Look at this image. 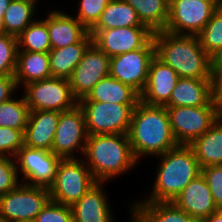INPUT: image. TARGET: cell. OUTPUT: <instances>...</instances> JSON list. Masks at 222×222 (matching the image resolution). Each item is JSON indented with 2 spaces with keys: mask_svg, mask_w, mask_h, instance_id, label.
<instances>
[{
  "mask_svg": "<svg viewBox=\"0 0 222 222\" xmlns=\"http://www.w3.org/2000/svg\"><path fill=\"white\" fill-rule=\"evenodd\" d=\"M128 137L137 161L143 155L159 156L178 146L166 107L141 101L133 109Z\"/></svg>",
  "mask_w": 222,
  "mask_h": 222,
  "instance_id": "obj_1",
  "label": "cell"
},
{
  "mask_svg": "<svg viewBox=\"0 0 222 222\" xmlns=\"http://www.w3.org/2000/svg\"><path fill=\"white\" fill-rule=\"evenodd\" d=\"M155 56L183 78L212 79L213 59L197 36L178 35L165 30L153 33Z\"/></svg>",
  "mask_w": 222,
  "mask_h": 222,
  "instance_id": "obj_2",
  "label": "cell"
},
{
  "mask_svg": "<svg viewBox=\"0 0 222 222\" xmlns=\"http://www.w3.org/2000/svg\"><path fill=\"white\" fill-rule=\"evenodd\" d=\"M159 157L160 164L148 198L140 202H172L201 174V167L189 145H178Z\"/></svg>",
  "mask_w": 222,
  "mask_h": 222,
  "instance_id": "obj_3",
  "label": "cell"
},
{
  "mask_svg": "<svg viewBox=\"0 0 222 222\" xmlns=\"http://www.w3.org/2000/svg\"><path fill=\"white\" fill-rule=\"evenodd\" d=\"M83 155L93 178L105 183L131 170L138 162L132 153L128 134L88 135Z\"/></svg>",
  "mask_w": 222,
  "mask_h": 222,
  "instance_id": "obj_4",
  "label": "cell"
},
{
  "mask_svg": "<svg viewBox=\"0 0 222 222\" xmlns=\"http://www.w3.org/2000/svg\"><path fill=\"white\" fill-rule=\"evenodd\" d=\"M96 182L83 159H61L55 180L49 187L50 198L56 203L71 207Z\"/></svg>",
  "mask_w": 222,
  "mask_h": 222,
  "instance_id": "obj_5",
  "label": "cell"
},
{
  "mask_svg": "<svg viewBox=\"0 0 222 222\" xmlns=\"http://www.w3.org/2000/svg\"><path fill=\"white\" fill-rule=\"evenodd\" d=\"M88 135L128 134L133 109L138 104L78 101Z\"/></svg>",
  "mask_w": 222,
  "mask_h": 222,
  "instance_id": "obj_6",
  "label": "cell"
},
{
  "mask_svg": "<svg viewBox=\"0 0 222 222\" xmlns=\"http://www.w3.org/2000/svg\"><path fill=\"white\" fill-rule=\"evenodd\" d=\"M50 200L49 188L20 183L0 196V219L7 222H34Z\"/></svg>",
  "mask_w": 222,
  "mask_h": 222,
  "instance_id": "obj_7",
  "label": "cell"
},
{
  "mask_svg": "<svg viewBox=\"0 0 222 222\" xmlns=\"http://www.w3.org/2000/svg\"><path fill=\"white\" fill-rule=\"evenodd\" d=\"M171 130L178 145H190L218 119V108L211 100L200 107H166Z\"/></svg>",
  "mask_w": 222,
  "mask_h": 222,
  "instance_id": "obj_8",
  "label": "cell"
},
{
  "mask_svg": "<svg viewBox=\"0 0 222 222\" xmlns=\"http://www.w3.org/2000/svg\"><path fill=\"white\" fill-rule=\"evenodd\" d=\"M218 7L217 0H169L165 31L197 36Z\"/></svg>",
  "mask_w": 222,
  "mask_h": 222,
  "instance_id": "obj_9",
  "label": "cell"
},
{
  "mask_svg": "<svg viewBox=\"0 0 222 222\" xmlns=\"http://www.w3.org/2000/svg\"><path fill=\"white\" fill-rule=\"evenodd\" d=\"M24 97L30 111L50 110L62 112L78 104L69 79L51 77L31 82L24 87Z\"/></svg>",
  "mask_w": 222,
  "mask_h": 222,
  "instance_id": "obj_10",
  "label": "cell"
},
{
  "mask_svg": "<svg viewBox=\"0 0 222 222\" xmlns=\"http://www.w3.org/2000/svg\"><path fill=\"white\" fill-rule=\"evenodd\" d=\"M155 57L153 38L141 49L110 58L109 75L131 86L139 94L145 88L148 71Z\"/></svg>",
  "mask_w": 222,
  "mask_h": 222,
  "instance_id": "obj_11",
  "label": "cell"
},
{
  "mask_svg": "<svg viewBox=\"0 0 222 222\" xmlns=\"http://www.w3.org/2000/svg\"><path fill=\"white\" fill-rule=\"evenodd\" d=\"M88 133L82 108L77 104L72 109L59 112V121L51 151L62 159L77 158L76 149L84 154Z\"/></svg>",
  "mask_w": 222,
  "mask_h": 222,
  "instance_id": "obj_12",
  "label": "cell"
},
{
  "mask_svg": "<svg viewBox=\"0 0 222 222\" xmlns=\"http://www.w3.org/2000/svg\"><path fill=\"white\" fill-rule=\"evenodd\" d=\"M61 157L55 155L52 151L30 148L23 145L15 161L17 172L23 175L21 180L23 184L29 186H42L49 188L56 177V171Z\"/></svg>",
  "mask_w": 222,
  "mask_h": 222,
  "instance_id": "obj_13",
  "label": "cell"
},
{
  "mask_svg": "<svg viewBox=\"0 0 222 222\" xmlns=\"http://www.w3.org/2000/svg\"><path fill=\"white\" fill-rule=\"evenodd\" d=\"M93 43L110 58L143 48L152 38L147 26L89 30Z\"/></svg>",
  "mask_w": 222,
  "mask_h": 222,
  "instance_id": "obj_14",
  "label": "cell"
},
{
  "mask_svg": "<svg viewBox=\"0 0 222 222\" xmlns=\"http://www.w3.org/2000/svg\"><path fill=\"white\" fill-rule=\"evenodd\" d=\"M109 66L110 57L92 43L69 78L74 97L78 101L85 98L100 80L109 75Z\"/></svg>",
  "mask_w": 222,
  "mask_h": 222,
  "instance_id": "obj_15",
  "label": "cell"
},
{
  "mask_svg": "<svg viewBox=\"0 0 222 222\" xmlns=\"http://www.w3.org/2000/svg\"><path fill=\"white\" fill-rule=\"evenodd\" d=\"M178 74L156 56L152 59L140 101L147 105L164 106L170 99L178 80Z\"/></svg>",
  "mask_w": 222,
  "mask_h": 222,
  "instance_id": "obj_16",
  "label": "cell"
},
{
  "mask_svg": "<svg viewBox=\"0 0 222 222\" xmlns=\"http://www.w3.org/2000/svg\"><path fill=\"white\" fill-rule=\"evenodd\" d=\"M172 202L199 221H204L219 210L202 174L192 180Z\"/></svg>",
  "mask_w": 222,
  "mask_h": 222,
  "instance_id": "obj_17",
  "label": "cell"
},
{
  "mask_svg": "<svg viewBox=\"0 0 222 222\" xmlns=\"http://www.w3.org/2000/svg\"><path fill=\"white\" fill-rule=\"evenodd\" d=\"M103 184L104 182L97 181L71 206L73 222H114Z\"/></svg>",
  "mask_w": 222,
  "mask_h": 222,
  "instance_id": "obj_18",
  "label": "cell"
},
{
  "mask_svg": "<svg viewBox=\"0 0 222 222\" xmlns=\"http://www.w3.org/2000/svg\"><path fill=\"white\" fill-rule=\"evenodd\" d=\"M59 112L50 110L30 111L24 131V145L51 151Z\"/></svg>",
  "mask_w": 222,
  "mask_h": 222,
  "instance_id": "obj_19",
  "label": "cell"
},
{
  "mask_svg": "<svg viewBox=\"0 0 222 222\" xmlns=\"http://www.w3.org/2000/svg\"><path fill=\"white\" fill-rule=\"evenodd\" d=\"M47 28L51 49L79 43L89 33L76 18L61 10H53L47 15Z\"/></svg>",
  "mask_w": 222,
  "mask_h": 222,
  "instance_id": "obj_20",
  "label": "cell"
},
{
  "mask_svg": "<svg viewBox=\"0 0 222 222\" xmlns=\"http://www.w3.org/2000/svg\"><path fill=\"white\" fill-rule=\"evenodd\" d=\"M212 100V79L180 77L165 107L207 105Z\"/></svg>",
  "mask_w": 222,
  "mask_h": 222,
  "instance_id": "obj_21",
  "label": "cell"
},
{
  "mask_svg": "<svg viewBox=\"0 0 222 222\" xmlns=\"http://www.w3.org/2000/svg\"><path fill=\"white\" fill-rule=\"evenodd\" d=\"M131 222H197L173 202H133Z\"/></svg>",
  "mask_w": 222,
  "mask_h": 222,
  "instance_id": "obj_22",
  "label": "cell"
},
{
  "mask_svg": "<svg viewBox=\"0 0 222 222\" xmlns=\"http://www.w3.org/2000/svg\"><path fill=\"white\" fill-rule=\"evenodd\" d=\"M93 43L88 33L79 43L49 51V64L52 77L69 79L85 51Z\"/></svg>",
  "mask_w": 222,
  "mask_h": 222,
  "instance_id": "obj_23",
  "label": "cell"
},
{
  "mask_svg": "<svg viewBox=\"0 0 222 222\" xmlns=\"http://www.w3.org/2000/svg\"><path fill=\"white\" fill-rule=\"evenodd\" d=\"M49 52L18 51L14 74L17 86L51 78Z\"/></svg>",
  "mask_w": 222,
  "mask_h": 222,
  "instance_id": "obj_24",
  "label": "cell"
},
{
  "mask_svg": "<svg viewBox=\"0 0 222 222\" xmlns=\"http://www.w3.org/2000/svg\"><path fill=\"white\" fill-rule=\"evenodd\" d=\"M79 101L138 104L140 102V94L131 86L125 85L108 75L100 80L85 98Z\"/></svg>",
  "mask_w": 222,
  "mask_h": 222,
  "instance_id": "obj_25",
  "label": "cell"
},
{
  "mask_svg": "<svg viewBox=\"0 0 222 222\" xmlns=\"http://www.w3.org/2000/svg\"><path fill=\"white\" fill-rule=\"evenodd\" d=\"M201 168L222 165V122L215 123L190 145Z\"/></svg>",
  "mask_w": 222,
  "mask_h": 222,
  "instance_id": "obj_26",
  "label": "cell"
},
{
  "mask_svg": "<svg viewBox=\"0 0 222 222\" xmlns=\"http://www.w3.org/2000/svg\"><path fill=\"white\" fill-rule=\"evenodd\" d=\"M133 26H145L138 18L136 10L124 0H111L90 30Z\"/></svg>",
  "mask_w": 222,
  "mask_h": 222,
  "instance_id": "obj_27",
  "label": "cell"
},
{
  "mask_svg": "<svg viewBox=\"0 0 222 222\" xmlns=\"http://www.w3.org/2000/svg\"><path fill=\"white\" fill-rule=\"evenodd\" d=\"M137 12L141 23L153 33L165 30L169 16V0H124Z\"/></svg>",
  "mask_w": 222,
  "mask_h": 222,
  "instance_id": "obj_28",
  "label": "cell"
},
{
  "mask_svg": "<svg viewBox=\"0 0 222 222\" xmlns=\"http://www.w3.org/2000/svg\"><path fill=\"white\" fill-rule=\"evenodd\" d=\"M38 1L12 0L7 7L4 16L5 34L18 36L26 27L36 19V4Z\"/></svg>",
  "mask_w": 222,
  "mask_h": 222,
  "instance_id": "obj_29",
  "label": "cell"
},
{
  "mask_svg": "<svg viewBox=\"0 0 222 222\" xmlns=\"http://www.w3.org/2000/svg\"><path fill=\"white\" fill-rule=\"evenodd\" d=\"M17 39L18 51L49 52L51 42L47 28V17L35 20L17 36Z\"/></svg>",
  "mask_w": 222,
  "mask_h": 222,
  "instance_id": "obj_30",
  "label": "cell"
},
{
  "mask_svg": "<svg viewBox=\"0 0 222 222\" xmlns=\"http://www.w3.org/2000/svg\"><path fill=\"white\" fill-rule=\"evenodd\" d=\"M30 114L24 95L20 99L11 98L0 103V127L25 130Z\"/></svg>",
  "mask_w": 222,
  "mask_h": 222,
  "instance_id": "obj_31",
  "label": "cell"
},
{
  "mask_svg": "<svg viewBox=\"0 0 222 222\" xmlns=\"http://www.w3.org/2000/svg\"><path fill=\"white\" fill-rule=\"evenodd\" d=\"M204 51L213 59L222 51V6L197 35Z\"/></svg>",
  "mask_w": 222,
  "mask_h": 222,
  "instance_id": "obj_32",
  "label": "cell"
},
{
  "mask_svg": "<svg viewBox=\"0 0 222 222\" xmlns=\"http://www.w3.org/2000/svg\"><path fill=\"white\" fill-rule=\"evenodd\" d=\"M17 53V37L5 33L0 34V76L15 74Z\"/></svg>",
  "mask_w": 222,
  "mask_h": 222,
  "instance_id": "obj_33",
  "label": "cell"
},
{
  "mask_svg": "<svg viewBox=\"0 0 222 222\" xmlns=\"http://www.w3.org/2000/svg\"><path fill=\"white\" fill-rule=\"evenodd\" d=\"M111 0H81L75 17L88 31L97 23Z\"/></svg>",
  "mask_w": 222,
  "mask_h": 222,
  "instance_id": "obj_34",
  "label": "cell"
},
{
  "mask_svg": "<svg viewBox=\"0 0 222 222\" xmlns=\"http://www.w3.org/2000/svg\"><path fill=\"white\" fill-rule=\"evenodd\" d=\"M24 131L0 127V157H13L24 145Z\"/></svg>",
  "mask_w": 222,
  "mask_h": 222,
  "instance_id": "obj_35",
  "label": "cell"
},
{
  "mask_svg": "<svg viewBox=\"0 0 222 222\" xmlns=\"http://www.w3.org/2000/svg\"><path fill=\"white\" fill-rule=\"evenodd\" d=\"M34 222H73L72 208L50 200Z\"/></svg>",
  "mask_w": 222,
  "mask_h": 222,
  "instance_id": "obj_36",
  "label": "cell"
},
{
  "mask_svg": "<svg viewBox=\"0 0 222 222\" xmlns=\"http://www.w3.org/2000/svg\"><path fill=\"white\" fill-rule=\"evenodd\" d=\"M14 159L13 157H0V196L15 189L20 184Z\"/></svg>",
  "mask_w": 222,
  "mask_h": 222,
  "instance_id": "obj_37",
  "label": "cell"
},
{
  "mask_svg": "<svg viewBox=\"0 0 222 222\" xmlns=\"http://www.w3.org/2000/svg\"><path fill=\"white\" fill-rule=\"evenodd\" d=\"M218 209H222V165H211L201 168Z\"/></svg>",
  "mask_w": 222,
  "mask_h": 222,
  "instance_id": "obj_38",
  "label": "cell"
},
{
  "mask_svg": "<svg viewBox=\"0 0 222 222\" xmlns=\"http://www.w3.org/2000/svg\"><path fill=\"white\" fill-rule=\"evenodd\" d=\"M18 86L14 75L0 76V103L5 102L12 98L13 92L17 90Z\"/></svg>",
  "mask_w": 222,
  "mask_h": 222,
  "instance_id": "obj_39",
  "label": "cell"
},
{
  "mask_svg": "<svg viewBox=\"0 0 222 222\" xmlns=\"http://www.w3.org/2000/svg\"><path fill=\"white\" fill-rule=\"evenodd\" d=\"M212 100L222 104V68H212Z\"/></svg>",
  "mask_w": 222,
  "mask_h": 222,
  "instance_id": "obj_40",
  "label": "cell"
},
{
  "mask_svg": "<svg viewBox=\"0 0 222 222\" xmlns=\"http://www.w3.org/2000/svg\"><path fill=\"white\" fill-rule=\"evenodd\" d=\"M204 222H222V209L212 213Z\"/></svg>",
  "mask_w": 222,
  "mask_h": 222,
  "instance_id": "obj_41",
  "label": "cell"
},
{
  "mask_svg": "<svg viewBox=\"0 0 222 222\" xmlns=\"http://www.w3.org/2000/svg\"><path fill=\"white\" fill-rule=\"evenodd\" d=\"M212 68H222V51L213 58Z\"/></svg>",
  "mask_w": 222,
  "mask_h": 222,
  "instance_id": "obj_42",
  "label": "cell"
},
{
  "mask_svg": "<svg viewBox=\"0 0 222 222\" xmlns=\"http://www.w3.org/2000/svg\"><path fill=\"white\" fill-rule=\"evenodd\" d=\"M12 0H0V13H5Z\"/></svg>",
  "mask_w": 222,
  "mask_h": 222,
  "instance_id": "obj_43",
  "label": "cell"
},
{
  "mask_svg": "<svg viewBox=\"0 0 222 222\" xmlns=\"http://www.w3.org/2000/svg\"><path fill=\"white\" fill-rule=\"evenodd\" d=\"M4 13H0V34H4V22H3Z\"/></svg>",
  "mask_w": 222,
  "mask_h": 222,
  "instance_id": "obj_44",
  "label": "cell"
},
{
  "mask_svg": "<svg viewBox=\"0 0 222 222\" xmlns=\"http://www.w3.org/2000/svg\"><path fill=\"white\" fill-rule=\"evenodd\" d=\"M218 108V119L222 122V104H216Z\"/></svg>",
  "mask_w": 222,
  "mask_h": 222,
  "instance_id": "obj_45",
  "label": "cell"
},
{
  "mask_svg": "<svg viewBox=\"0 0 222 222\" xmlns=\"http://www.w3.org/2000/svg\"><path fill=\"white\" fill-rule=\"evenodd\" d=\"M217 1H218L219 6H222V0H217Z\"/></svg>",
  "mask_w": 222,
  "mask_h": 222,
  "instance_id": "obj_46",
  "label": "cell"
},
{
  "mask_svg": "<svg viewBox=\"0 0 222 222\" xmlns=\"http://www.w3.org/2000/svg\"><path fill=\"white\" fill-rule=\"evenodd\" d=\"M0 222H7L6 220L0 219Z\"/></svg>",
  "mask_w": 222,
  "mask_h": 222,
  "instance_id": "obj_47",
  "label": "cell"
}]
</instances>
